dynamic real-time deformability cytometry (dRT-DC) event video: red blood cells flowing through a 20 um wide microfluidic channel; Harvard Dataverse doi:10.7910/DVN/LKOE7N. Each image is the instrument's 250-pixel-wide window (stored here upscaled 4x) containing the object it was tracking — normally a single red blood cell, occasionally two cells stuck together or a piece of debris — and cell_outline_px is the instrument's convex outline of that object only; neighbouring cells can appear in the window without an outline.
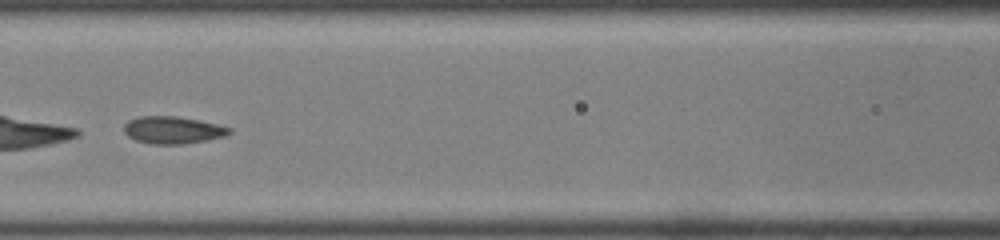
{"species": "common noctule bat (a hibernating species)", "species_latin": "Nyctalus noctula", "temperature_condition": "room temperature", "stored_images_in_passage": 34, "camera_frame_rate_fps": 3000, "um_per_image_px": 0.085, "animal": {"sex": "male", "body_mass_g": 19.0, "forearm_length_mm": 50.8}, "frame": {"image": 1, "passage_image": 13, "time_ms": 4.0, "image_size_px": [1000, 240], "cell_outline_px": [[232, 132], [224, 136], [204, 140], [180, 144], [152, 144], [136, 140], [128, 136], [124, 132], [124, 124], [128, 120], [140, 116], [176, 116], [200, 120], [232, 128]], "centroid_in_image_um": [14.67, 11.04], "position_along_channel_um": 151.9, "area_um2": 16.65}}
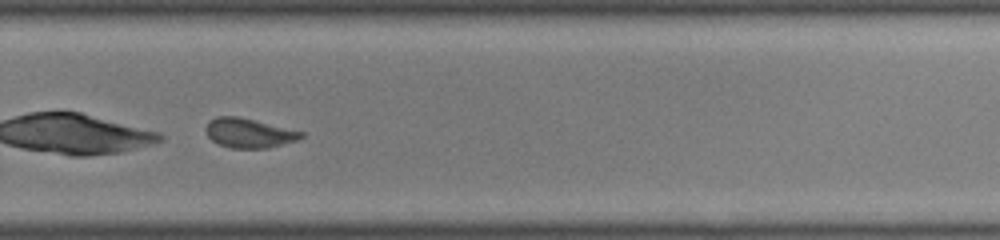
{"frame": {"image": 2, "passage_image": 24, "time_ms": 7.667, "image_size_px": [1000, 240], "cell_outline_px": [[304, 136], [296, 140], [268, 148], [232, 148], [220, 144], [212, 140], [208, 136], [204, 128], [208, 120], [216, 116], [240, 116], [304, 132]], "centroid_in_image_um": [21.13, 11.29], "position_along_channel_um": 308.7, "area_um2": 16.42}}
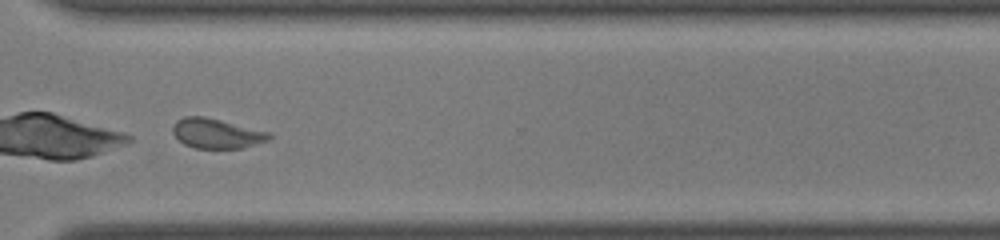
{"frame": {"image": 3, "passage_image": 27, "time_ms": 8.667, "image_size_px": [1000, 240], "cell_outline_px": [[272, 136], [268, 140], [244, 148], [196, 148], [184, 144], [172, 132], [172, 128], [176, 120], [184, 116], [204, 116], [272, 132]], "centroid_in_image_um": [18.43, 11.33], "position_along_channel_um": 352.2, "area_um2": 16.82}, "authors_computed_cell_mechanics": {"area_um2": 16.8198, "velocity_mm_per_s": 4.2847, "shape_relaxation_time_tau1_ms": 4.9723, "shape_relaxation_time_tau2_ms": 1.4669, "deformation_change_tau1": 0.1342, "deformation_change_tau2": 0.0653}}